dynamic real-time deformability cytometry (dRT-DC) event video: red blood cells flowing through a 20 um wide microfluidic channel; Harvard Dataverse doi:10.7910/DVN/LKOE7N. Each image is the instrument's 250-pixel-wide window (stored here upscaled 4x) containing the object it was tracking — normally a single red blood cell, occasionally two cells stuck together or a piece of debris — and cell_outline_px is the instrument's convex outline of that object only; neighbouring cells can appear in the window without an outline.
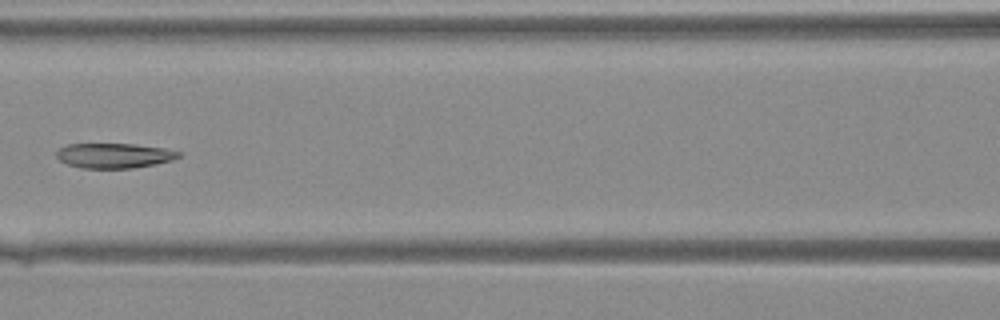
{"species": "Egyptian fruit bat (a non-hibernating species)", "species_latin": "Rousettus aegyptiacus", "temperature_condition": "warm", "stored_images_in_passage": 42, "camera_frame_rate_fps": 3000, "um_per_image_px": 0.085, "animal": {"sex": "female"}, "frame": {"image": 1, "passage_image": 20, "time_ms": 6.333, "image_size_px": [1000, 320], "cell_outline_px": [[180, 156], [172, 160], [132, 168], [80, 168], [68, 164], [60, 160], [56, 156], [56, 152], [64, 144], [136, 144], [164, 148], [180, 152]], "centroid_in_image_um": [9.67, 13.22], "position_along_channel_um": 156.9, "area_um2": 17.63}}
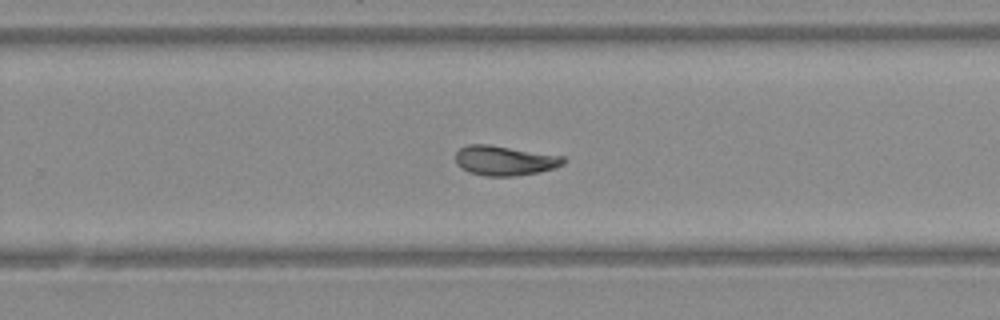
{"frame": {"image": 2, "passage_image": 28, "time_ms": 9.0, "image_size_px": [1000, 320], "cell_outline_px": [[568, 160], [564, 164], [552, 168], [536, 172], [512, 176], [488, 176], [468, 172], [460, 168], [456, 164], [456, 152], [460, 148], [468, 144], [488, 144], [564, 156]], "centroid_in_image_um": [42.87, 13.64], "position_along_channel_um": 286.9, "area_um2": 18.67}}
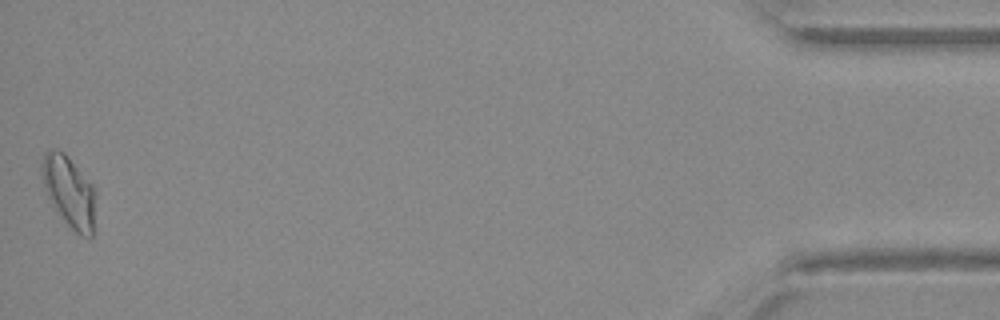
{"frame": {"image": 3, "passage_image": 42, "time_ms": 13.667, "image_size_px": [1000, 320], "cell_outline_px": [[96, 196], [92, 236], [80, 236], [64, 220], [48, 196], [44, 184], [40, 164], [44, 152], [48, 148], [64, 152], [92, 184]], "centroid_in_image_um": [5.88, 16.25], "position_along_channel_um": 429.3, "area_um2": 21.91}}